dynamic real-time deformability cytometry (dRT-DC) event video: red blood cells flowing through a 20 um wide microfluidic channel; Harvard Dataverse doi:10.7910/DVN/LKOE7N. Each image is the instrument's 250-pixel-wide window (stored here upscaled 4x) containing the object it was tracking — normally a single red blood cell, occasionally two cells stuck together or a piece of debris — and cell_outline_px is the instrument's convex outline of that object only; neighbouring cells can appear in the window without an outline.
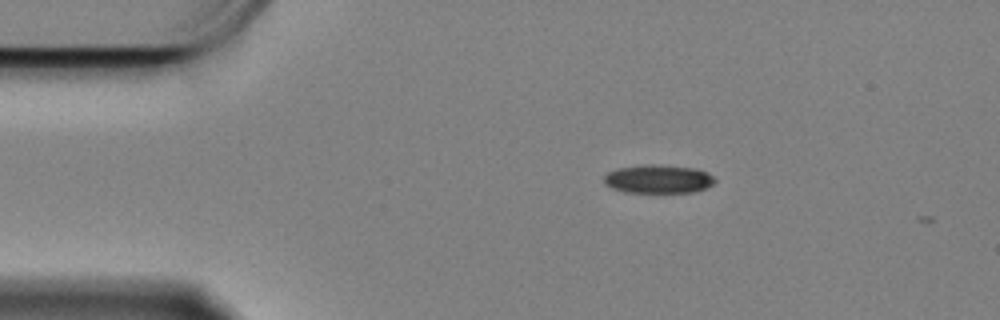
{"species": "Egyptian fruit bat (a non-hibernating species)", "species_latin": "Rousettus aegyptiacus", "temperature_condition": "cold", "stored_images_in_passage": 5, "camera_frame_rate_fps": 3000, "um_per_image_px": 0.085, "animal": {"sex": "female"}, "frame": {"image": 1, "passage_image": 1, "time_ms": 0.0, "image_size_px": [1000, 320], "cell_outline_px": [[716, 180], [708, 188], [696, 192], [624, 192], [612, 188], [604, 184], [604, 176], [608, 172], [616, 168], [648, 164], [652, 164], [696, 168], [708, 172]], "centroid_in_image_um": [55.96, 15.22], "position_along_channel_um": 29.0, "area_um2": 18.55}}